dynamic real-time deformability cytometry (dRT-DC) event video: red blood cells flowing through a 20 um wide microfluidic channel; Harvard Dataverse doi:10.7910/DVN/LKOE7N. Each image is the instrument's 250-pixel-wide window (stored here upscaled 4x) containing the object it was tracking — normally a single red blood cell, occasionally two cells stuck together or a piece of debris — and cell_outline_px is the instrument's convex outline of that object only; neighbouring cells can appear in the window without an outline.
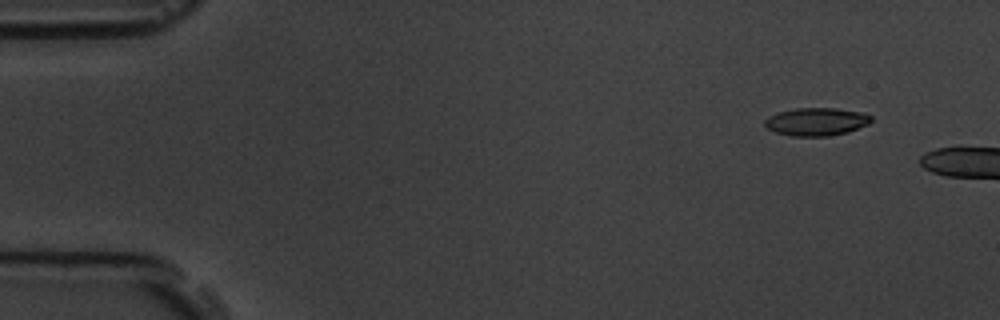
{"species": "common noctule bat (a hibernating species)", "species_latin": "Nyctalus noctula", "temperature_condition": "room temperature", "stored_images_in_passage": 5, "camera_frame_rate_fps": 3000, "um_per_image_px": 0.085, "animal": {"sex": "male", "body_mass_g": 19.5, "forearm_length_mm": 54.6}, "frame": {"image": 1, "passage_image": 2, "time_ms": 1.333, "image_size_px": [1000, 320], "cell_outline_px": [[872, 120], [868, 124], [848, 132], [828, 136], [792, 136], [776, 132], [768, 128], [764, 124], [764, 120], [768, 116], [780, 112], [796, 108], [836, 108], [864, 112], [872, 116]], "centroid_in_image_um": [69.42, 10.34], "position_along_channel_um": 15.6, "area_um2": 17.34}}